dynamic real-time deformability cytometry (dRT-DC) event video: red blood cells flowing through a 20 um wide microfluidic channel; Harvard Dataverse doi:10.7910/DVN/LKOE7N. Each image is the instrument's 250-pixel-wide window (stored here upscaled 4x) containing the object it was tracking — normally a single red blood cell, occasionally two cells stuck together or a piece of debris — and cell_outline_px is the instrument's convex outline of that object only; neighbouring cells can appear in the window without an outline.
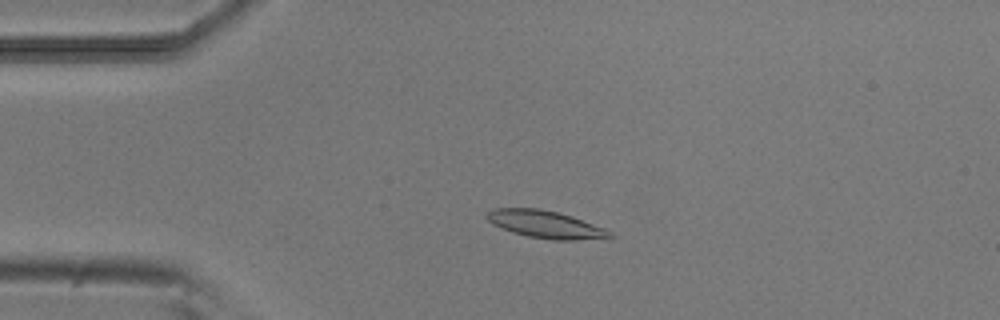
{"species": "common noctule bat (a hibernating species)", "species_latin": "Nyctalus noctula", "temperature_condition": "room temperature", "stored_images_in_passage": 50, "camera_frame_rate_fps": 3000, "um_per_image_px": 0.085, "animal": {"sex": "male", "body_mass_g": 20.5, "forearm_length_mm": 52.5}, "frame": {"image": 1, "passage_image": 9, "time_ms": 2.667, "image_size_px": [1000, 320], "cell_outline_px": [[616, 236], [576, 240], [552, 240], [528, 236], [512, 232], [492, 224], [484, 216], [492, 208], [540, 208], [572, 216], [608, 228]], "centroid_in_image_um": [46.39, 19.06], "position_along_channel_um": 38.6, "area_um2": 19.83}}
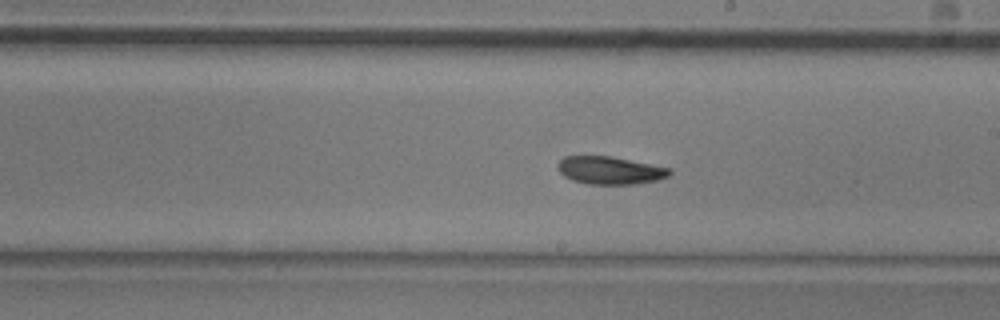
{"frame": {"image": 2, "passage_image": 27, "time_ms": 8.667, "image_size_px": [1000, 320], "cell_outline_px": [[672, 172], [668, 176], [656, 180], [636, 184], [584, 184], [572, 180], [564, 176], [560, 172], [556, 164], [564, 156], [612, 156], [672, 168]], "centroid_in_image_um": [51.85, 14.48], "position_along_channel_um": 237.2, "area_um2": 18.26}}
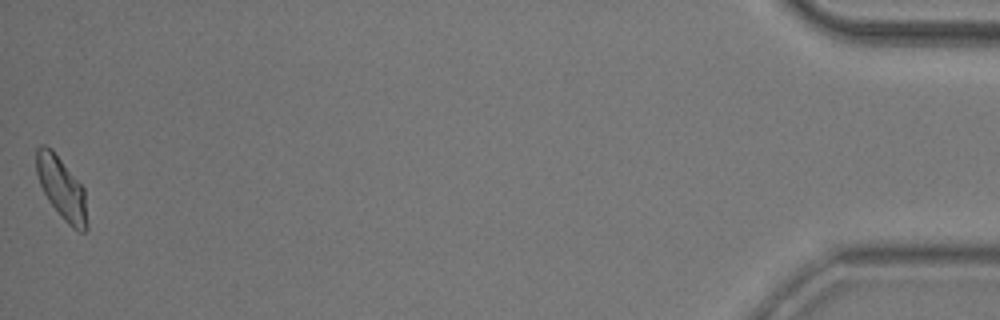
{"frame": {"image": 3, "passage_image": 50, "time_ms": 16.333, "image_size_px": [1000, 320], "cell_outline_px": [[88, 228], [84, 232], [80, 232], [72, 228], [64, 220], [48, 200], [40, 184], [36, 172], [36, 148], [40, 144], [44, 144], [52, 148], [84, 188], [88, 224]], "centroid_in_image_um": [5.24, 15.99], "position_along_channel_um": 430.0, "area_um2": 18.5}, "authors_computed_cell_mechanics": {"area_um2": 18.4671, "velocity_mm_per_s": 3.7845, "shape_relaxation_time_tau1_ms": 6.0873, "shape_relaxation_time_tau2_ms": null, "deformation_change_tau1": 0.1605, "deformation_change_tau2": null}}